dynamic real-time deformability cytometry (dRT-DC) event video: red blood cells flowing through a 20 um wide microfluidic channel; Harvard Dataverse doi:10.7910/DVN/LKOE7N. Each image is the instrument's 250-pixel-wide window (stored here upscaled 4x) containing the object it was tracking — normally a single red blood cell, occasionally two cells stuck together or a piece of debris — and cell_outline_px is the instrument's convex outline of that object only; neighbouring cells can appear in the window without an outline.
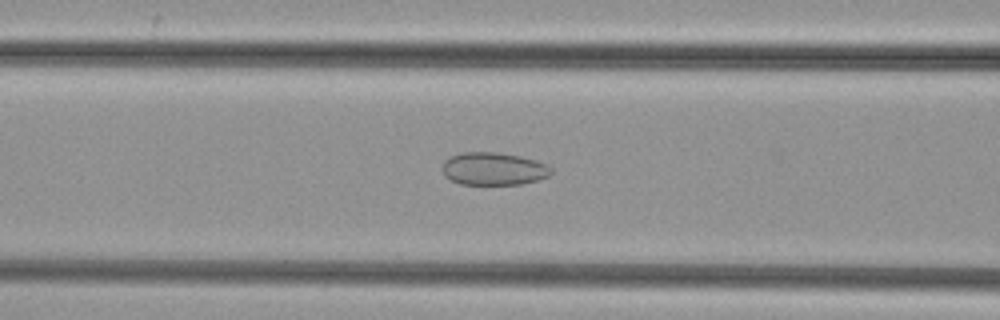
{"species": "common noctule bat (a hibernating species)", "species_latin": "Nyctalus noctula", "temperature_condition": "cold", "stored_images_in_passage": 38, "camera_frame_rate_fps": 3000, "um_per_image_px": 0.085, "animal": {"sex": "female", "body_mass_g": 29.2, "forearm_length_mm": 56.3}, "frame": {"image": 1, "passage_image": 10, "time_ms": 3.0, "image_size_px": [1000, 320], "cell_outline_px": [[552, 172], [548, 176], [536, 180], [520, 184], [460, 184], [444, 176], [444, 160], [448, 156], [460, 152], [496, 152], [520, 156], [536, 160], [552, 168]], "centroid_in_image_um": [41.93, 14.33], "position_along_channel_um": 124.7, "area_um2": 20.69}}
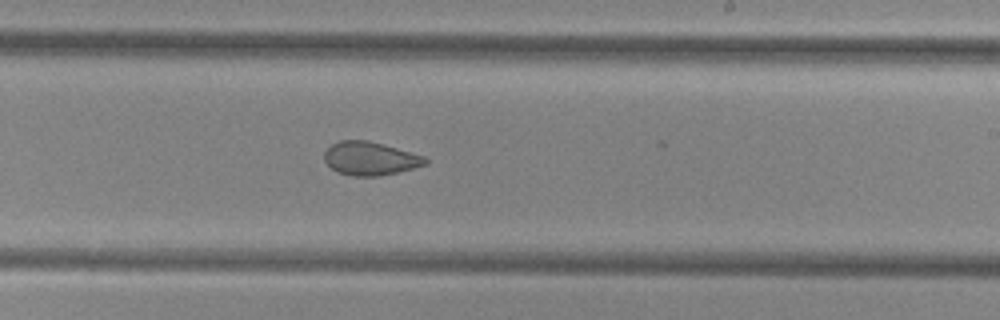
{"frame": {"image": 2, "passage_image": 20, "time_ms": 6.333, "image_size_px": [1000, 320], "cell_outline_px": [[428, 164], [380, 176], [352, 176], [336, 172], [324, 160], [324, 152], [332, 144], [340, 140], [368, 140], [424, 156], [428, 160]], "centroid_in_image_um": [31.44, 13.47], "position_along_channel_um": 257.6, "area_um2": 19.54}}
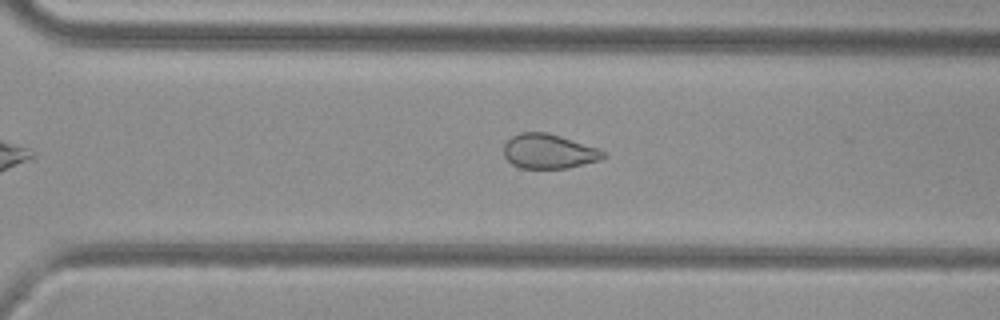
{"frame": {"image": 3, "passage_image": 25, "time_ms": 8.0, "image_size_px": [1000, 320], "cell_outline_px": [[608, 156], [600, 160], [568, 168], [520, 168], [512, 164], [504, 156], [504, 144], [512, 136], [520, 132], [544, 132], [560, 136], [608, 152]], "centroid_in_image_um": [46.65, 12.87], "position_along_channel_um": 323.9, "area_um2": 20.0}}